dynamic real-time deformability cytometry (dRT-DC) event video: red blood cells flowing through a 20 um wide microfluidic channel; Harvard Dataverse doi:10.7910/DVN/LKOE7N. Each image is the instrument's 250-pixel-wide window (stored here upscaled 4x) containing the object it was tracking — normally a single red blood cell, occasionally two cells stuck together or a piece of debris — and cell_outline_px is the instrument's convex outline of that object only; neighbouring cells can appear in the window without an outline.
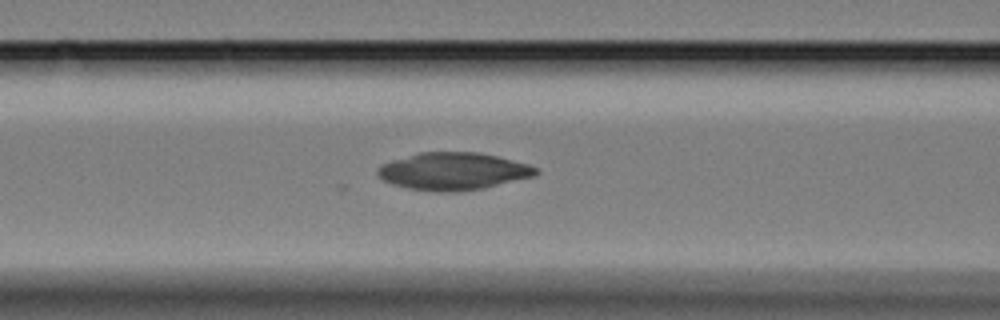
{"species": "Egyptian fruit bat (a non-hibernating species)", "species_latin": "Rousettus aegyptiacus", "temperature_condition": "cold", "stored_images_in_passage": 41, "camera_frame_rate_fps": 3000, "um_per_image_px": 0.085, "animal": {"sex": "female"}, "frame": {"image": 1, "passage_image": 8, "time_ms": 2.333, "image_size_px": [1000, 320], "cell_outline_px": [[540, 172], [532, 176], [480, 188], [456, 192], [436, 192], [408, 188], [392, 184], [384, 180], [376, 172], [376, 168], [380, 164], [392, 160], [420, 152], [480, 152], [528, 164], [536, 168]], "centroid_in_image_um": [38.46, 14.55], "position_along_channel_um": 128.1, "area_um2": 34.16}}
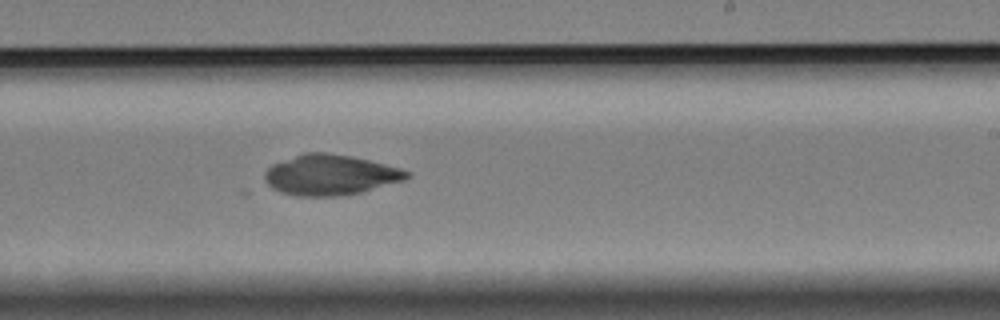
{"frame": {"image": 2, "passage_image": 20, "time_ms": 6.333, "image_size_px": [1000, 320], "cell_outline_px": [[412, 176], [404, 180], [360, 192], [340, 196], [292, 196], [280, 192], [264, 184], [264, 172], [272, 164], [304, 152], [328, 152], [352, 156], [400, 168], [412, 172]], "centroid_in_image_um": [28.04, 14.87], "position_along_channel_um": 261.0, "area_um2": 33.76}}
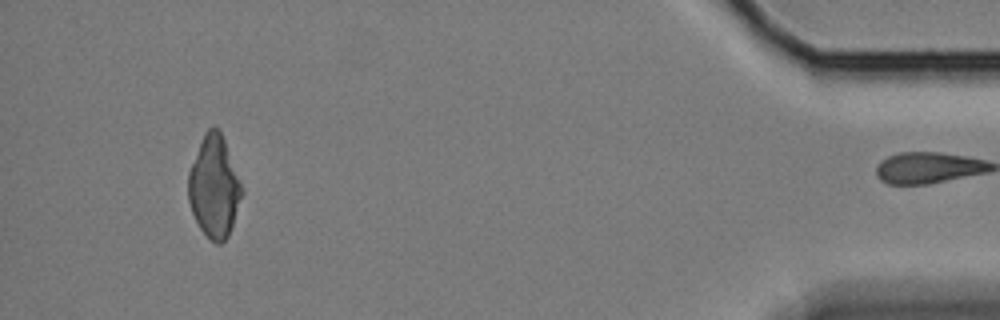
{"frame": {"image": 3, "passage_image": 40, "time_ms": 13.0, "image_size_px": [1000, 320], "cell_outline_px": [[244, 192], [228, 236], [220, 244], [216, 244], [208, 240], [200, 228], [192, 212], [188, 200], [188, 172], [204, 132], [208, 128], [216, 128], [220, 132], [224, 140], [244, 188]], "centroid_in_image_um": [18.21, 15.91], "position_along_channel_um": 417.0, "area_um2": 31.73}}